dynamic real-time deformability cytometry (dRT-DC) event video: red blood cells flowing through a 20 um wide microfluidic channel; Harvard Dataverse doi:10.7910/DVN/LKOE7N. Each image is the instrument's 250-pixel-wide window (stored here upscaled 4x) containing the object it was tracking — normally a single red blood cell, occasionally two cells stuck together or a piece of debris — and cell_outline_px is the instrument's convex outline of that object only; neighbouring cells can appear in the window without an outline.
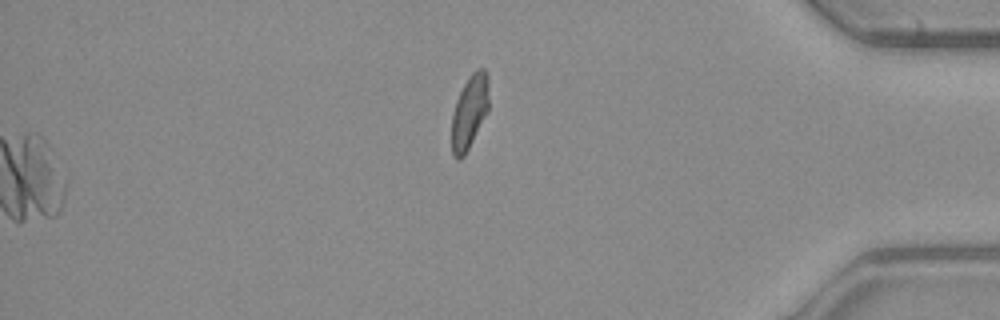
{"species": "common noctule bat (a hibernating species)", "species_latin": "Nyctalus noctula", "temperature_condition": "warm", "stored_images_in_passage": 39, "camera_frame_rate_fps": 3000, "um_per_image_px": 0.085, "animal": {"sex": "male", "body_mass_g": 23.1, "forearm_length_mm": 52.7}, "frame": {"image": 1, "passage_image": 39, "time_ms": 12.667, "image_size_px": [1000, 320], "cell_outline_px": [[488, 112], [464, 156], [460, 160], [456, 160], [452, 152], [452, 116], [456, 100], [468, 76], [476, 68], [484, 68], [488, 76]], "centroid_in_image_um": [39.91, 9.49], "position_along_channel_um": 395.3, "area_um2": 16.01}}